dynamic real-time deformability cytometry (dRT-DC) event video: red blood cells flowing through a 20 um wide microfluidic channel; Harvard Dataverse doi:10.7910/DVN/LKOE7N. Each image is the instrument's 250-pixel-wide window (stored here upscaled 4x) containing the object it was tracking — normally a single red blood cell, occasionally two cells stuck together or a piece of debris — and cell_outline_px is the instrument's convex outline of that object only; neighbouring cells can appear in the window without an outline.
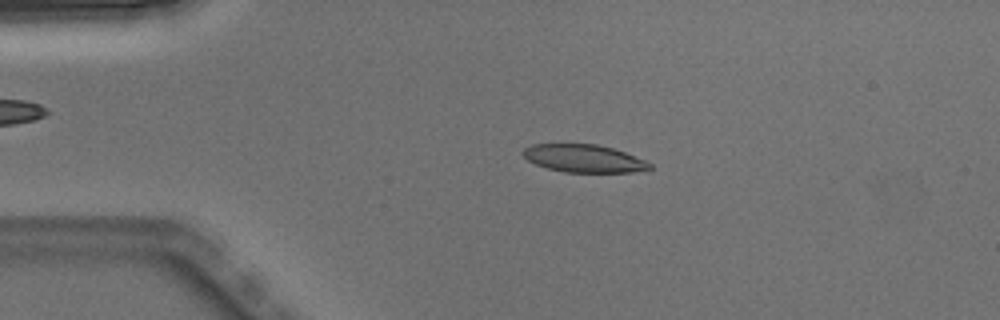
{"species": "Egyptian fruit bat (a non-hibernating species)", "species_latin": "Rousettus aegyptiacus", "temperature_condition": "warm", "stored_images_in_passage": 3, "camera_frame_rate_fps": 3000, "um_per_image_px": 0.085, "animal": {"sex": "male"}, "frame": {"image": 1, "passage_image": 2, "time_ms": 0.333, "image_size_px": [1000, 320], "cell_outline_px": [[652, 168], [632, 172], [564, 172], [548, 168], [536, 164], [528, 160], [520, 152], [524, 148], [532, 144], [596, 144], [612, 148], [624, 152], [644, 160], [652, 164]], "centroid_in_image_um": [49.6, 13.46], "position_along_channel_um": 35.4, "area_um2": 20.35}}